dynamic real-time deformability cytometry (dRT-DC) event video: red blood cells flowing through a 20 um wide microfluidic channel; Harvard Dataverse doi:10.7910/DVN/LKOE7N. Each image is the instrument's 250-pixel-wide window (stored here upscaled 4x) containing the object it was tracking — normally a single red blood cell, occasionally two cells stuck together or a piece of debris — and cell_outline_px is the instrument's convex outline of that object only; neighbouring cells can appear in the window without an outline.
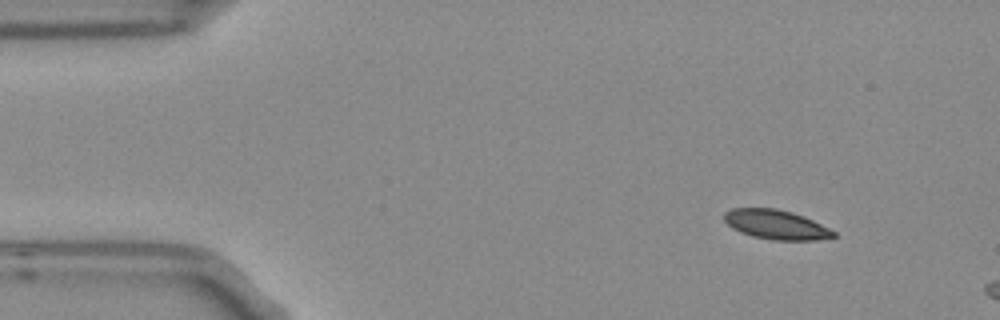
{"species": "Egyptian fruit bat (a non-hibernating species)", "species_latin": "Rousettus aegyptiacus", "temperature_condition": "room temperature", "stored_images_in_passage": 5, "segment_of_instrument_passage": [2, 2], "camera_frame_rate_fps": 3000, "um_per_image_px": 0.085, "frame": {"image": 1, "passage_image": 5, "time_ms": 1.333, "image_size_px": [1000, 320], "cell_outline_px": [[836, 236], [816, 240], [772, 240], [752, 236], [740, 232], [732, 228], [724, 220], [724, 212], [732, 208], [776, 208], [792, 212], [804, 216], [836, 232]], "centroid_in_image_um": [65.94, 19.09], "position_along_channel_um": 19.1, "area_um2": 18.73}}